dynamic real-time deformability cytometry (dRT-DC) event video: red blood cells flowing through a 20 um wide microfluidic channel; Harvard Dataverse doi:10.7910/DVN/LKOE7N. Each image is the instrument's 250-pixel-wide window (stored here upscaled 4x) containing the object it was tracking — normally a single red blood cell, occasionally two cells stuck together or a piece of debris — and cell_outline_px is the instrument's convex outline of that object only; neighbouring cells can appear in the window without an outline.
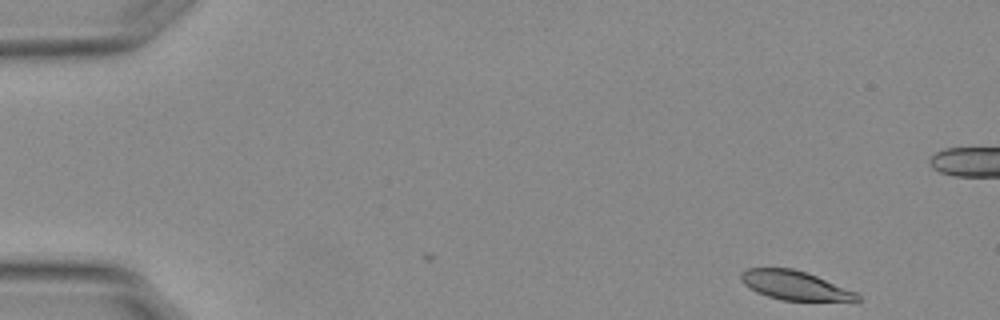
{"species": "Egyptian fruit bat (a non-hibernating species)", "species_latin": "Rousettus aegyptiacus", "temperature_condition": "warm", "stored_images_in_passage": 43, "camera_frame_rate_fps": 3000, "um_per_image_px": 0.085, "animal": {"sex": "female"}, "frame": {"image": 1, "passage_image": 1, "time_ms": 0.0, "image_size_px": [1000, 320], "cell_outline_px": [[860, 300], [856, 304], [780, 300], [756, 292], [744, 284], [740, 280], [740, 272], [748, 268], [792, 268], [816, 276], [856, 292], [860, 296]], "centroid_in_image_um": [67.67, 24.32], "position_along_channel_um": 17.3, "area_um2": 20.46}}
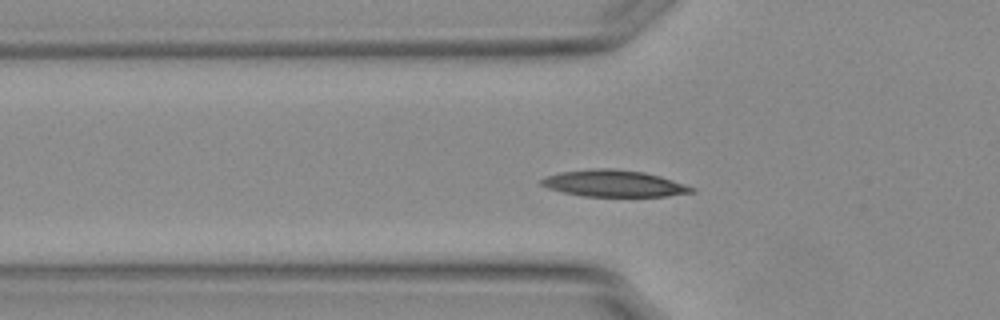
{"frame": {"image": 2, "passage_image": 15, "time_ms": 4.667, "image_size_px": [1000, 320], "cell_outline_px": [[696, 192], [668, 196], [580, 196], [548, 188], [540, 184], [540, 180], [548, 176], [560, 172], [600, 168], [612, 168], [644, 172], [660, 176], [696, 188]], "centroid_in_image_um": [52.21, 15.6], "position_along_channel_um": 73.6, "area_um2": 23.18}}
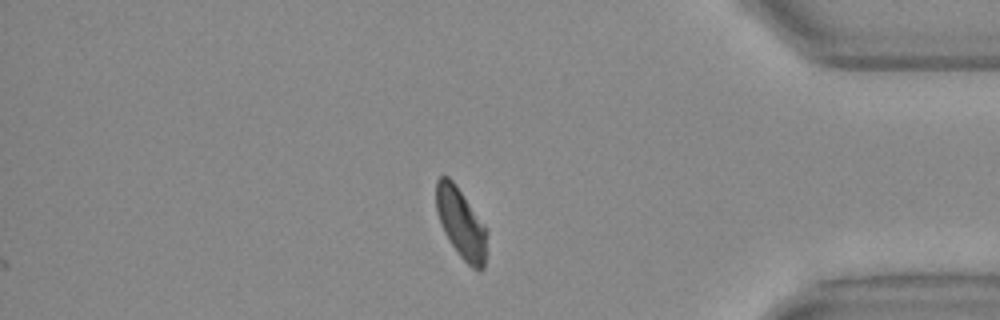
{"frame": {"image": 3, "passage_image": 43, "time_ms": 14.0, "image_size_px": [1000, 320], "cell_outline_px": [[488, 232], [484, 268], [480, 272], [472, 268], [460, 256], [448, 240], [440, 224], [436, 212], [436, 180], [440, 176], [448, 176], [452, 180]], "centroid_in_image_um": [39.17, 19.02], "position_along_channel_um": 396.0, "area_um2": 20.52}, "authors_computed_cell_mechanics": {"area_um2": 21.675, "velocity_mm_per_s": 3.7454, "shape_relaxation_time_tau1_ms": 3.8518, "shape_relaxation_time_tau2_ms": 2.2346, "deformation_change_tau1": 0.1327, "deformation_change_tau2": 0.0632}}